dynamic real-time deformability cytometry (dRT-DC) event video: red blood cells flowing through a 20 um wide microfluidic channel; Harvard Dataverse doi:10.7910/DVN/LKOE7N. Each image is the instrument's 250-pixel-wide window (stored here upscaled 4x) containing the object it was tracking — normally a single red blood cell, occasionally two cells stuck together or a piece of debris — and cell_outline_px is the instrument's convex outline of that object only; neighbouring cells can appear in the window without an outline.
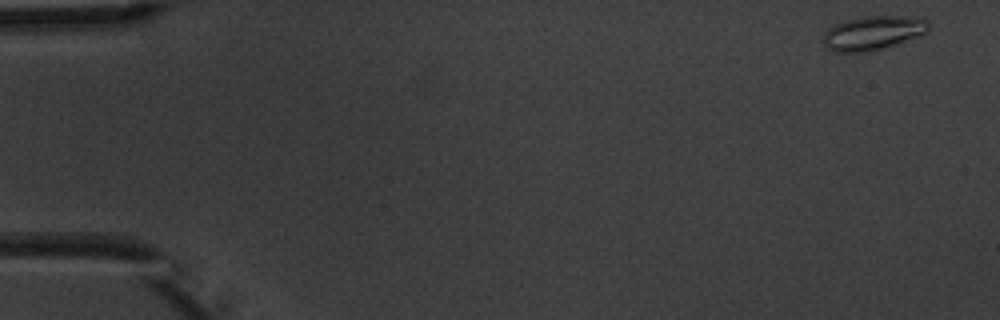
{"species": "common noctule bat (a hibernating species)", "species_latin": "Nyctalus noctula", "temperature_condition": "warm", "stored_images_in_passage": 6, "camera_frame_rate_fps": 3000, "um_per_image_px": 0.085, "animal": {"sex": "male", "body_mass_g": 20.1, "forearm_length_mm": 53.5}, "frame": {"image": 1, "passage_image": 1, "time_ms": 0.0, "image_size_px": [1000, 320], "cell_outline_px": [[928, 32], [884, 48], [872, 52], [836, 52], [828, 48], [824, 44], [824, 32], [828, 28], [844, 20], [860, 16], [924, 16], [928, 20]], "centroid_in_image_um": [74.23, 2.78], "position_along_channel_um": 10.8, "area_um2": 21.15}}
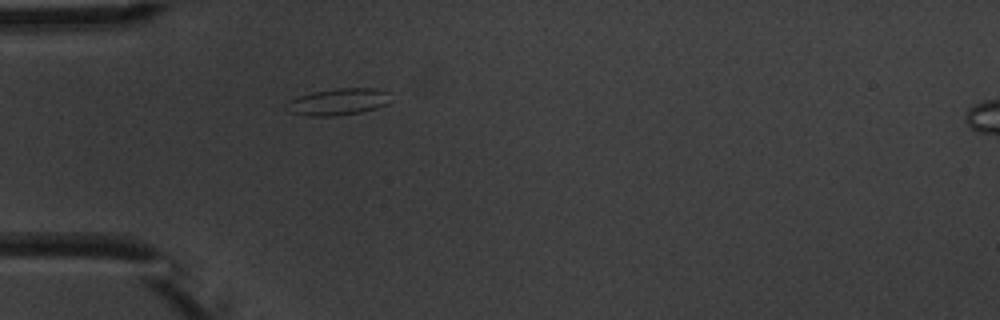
{"frame": {"image": 2, "passage_image": 5, "time_ms": 4.667, "image_size_px": [1000, 320], "cell_outline_px": [[388, 104], [376, 108], [360, 112], [336, 116], [312, 116], [288, 112], [284, 108], [284, 104], [288, 100], [312, 92], [336, 88], [376, 88], [388, 92]], "centroid_in_image_um": [28.69, 8.65], "position_along_channel_um": 56.3, "area_um2": 16.3}}